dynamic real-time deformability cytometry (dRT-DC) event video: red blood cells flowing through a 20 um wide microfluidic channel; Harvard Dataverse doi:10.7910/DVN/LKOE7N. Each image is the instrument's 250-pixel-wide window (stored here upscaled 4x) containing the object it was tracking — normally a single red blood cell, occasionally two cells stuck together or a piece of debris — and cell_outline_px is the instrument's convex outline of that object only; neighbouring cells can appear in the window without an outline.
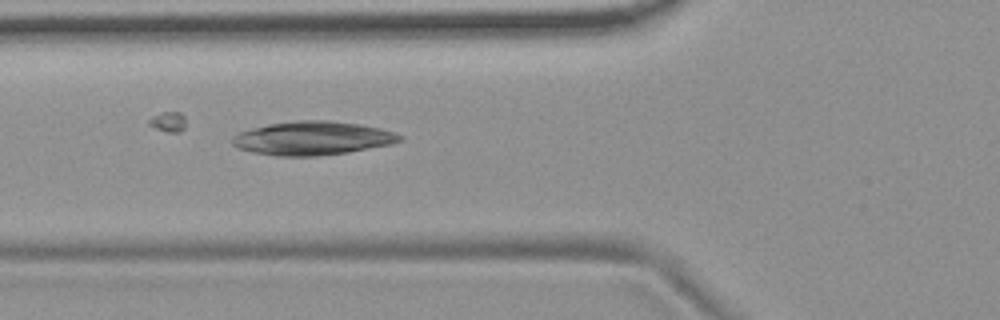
{"species": "common noctule bat (a hibernating species)", "species_latin": "Nyctalus noctula", "temperature_condition": "room temperature", "stored_images_in_passage": 6, "camera_frame_rate_fps": 3000, "um_per_image_px": 0.085, "animal": {"sex": "female", "body_mass_g": 19.9}, "frame": {"image": 1, "passage_image": 6, "time_ms": 5.667, "image_size_px": [1000, 320], "cell_outline_px": [[404, 140], [392, 144], [348, 152], [316, 156], [276, 156], [252, 152], [236, 148], [232, 144], [232, 136], [240, 132], [252, 128], [268, 124], [296, 120], [328, 120], [360, 124], [380, 128], [404, 136]], "centroid_in_image_um": [26.56, 11.75], "position_along_channel_um": 99.2, "area_um2": 33.0}}